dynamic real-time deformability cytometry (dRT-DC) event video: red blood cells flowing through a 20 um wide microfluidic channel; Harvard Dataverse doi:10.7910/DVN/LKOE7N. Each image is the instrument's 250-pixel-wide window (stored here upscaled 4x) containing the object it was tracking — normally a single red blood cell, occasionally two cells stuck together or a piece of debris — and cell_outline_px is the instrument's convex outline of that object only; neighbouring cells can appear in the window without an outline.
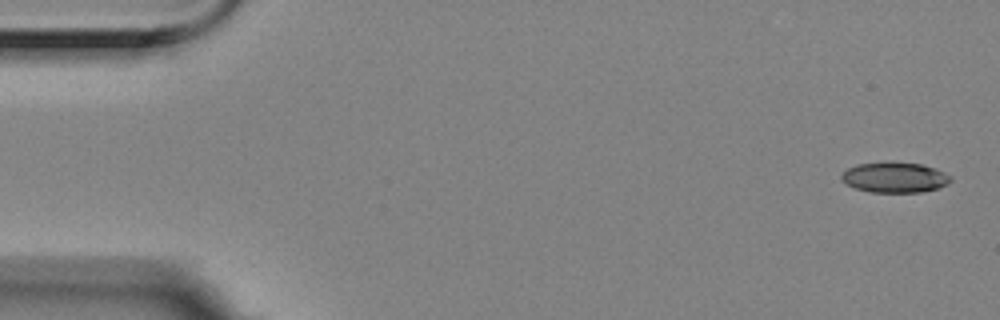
{"species": "Egyptian fruit bat (a non-hibernating species)", "species_latin": "Rousettus aegyptiacus", "temperature_condition": "room temperature", "stored_images_in_passage": 5, "camera_frame_rate_fps": 3000, "um_per_image_px": 0.085, "animal": {"sex": "female"}, "frame": {"image": 1, "passage_image": 1, "time_ms": 0.0, "image_size_px": [1000, 320], "cell_outline_px": [[952, 180], [948, 184], [940, 188], [920, 192], [872, 192], [856, 188], [844, 184], [840, 180], [840, 176], [848, 168], [856, 164], [892, 160], [920, 164], [936, 168], [952, 176]], "centroid_in_image_um": [76.05, 15.05], "position_along_channel_um": 8.9, "area_um2": 19.88}}
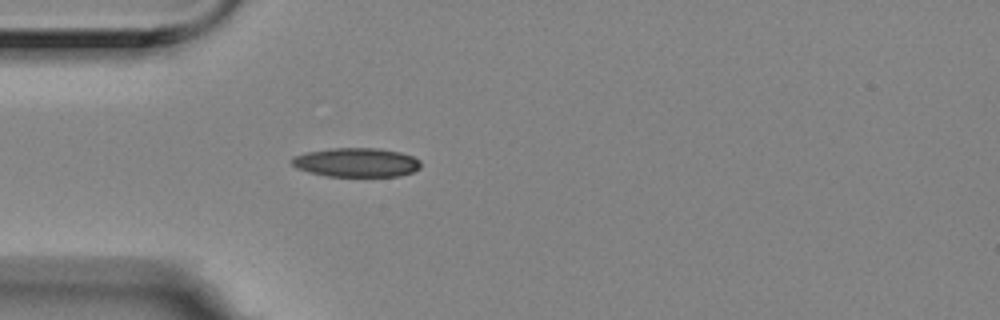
{"frame": {"image": 2, "passage_image": 5, "time_ms": 1.333, "image_size_px": [1000, 320], "cell_outline_px": [[420, 168], [412, 172], [400, 176], [328, 176], [308, 172], [296, 168], [292, 164], [292, 156], [308, 152], [332, 148], [380, 148], [400, 152], [412, 156], [420, 160]], "centroid_in_image_um": [30.3, 13.8], "position_along_channel_um": 54.7, "area_um2": 21.85}}